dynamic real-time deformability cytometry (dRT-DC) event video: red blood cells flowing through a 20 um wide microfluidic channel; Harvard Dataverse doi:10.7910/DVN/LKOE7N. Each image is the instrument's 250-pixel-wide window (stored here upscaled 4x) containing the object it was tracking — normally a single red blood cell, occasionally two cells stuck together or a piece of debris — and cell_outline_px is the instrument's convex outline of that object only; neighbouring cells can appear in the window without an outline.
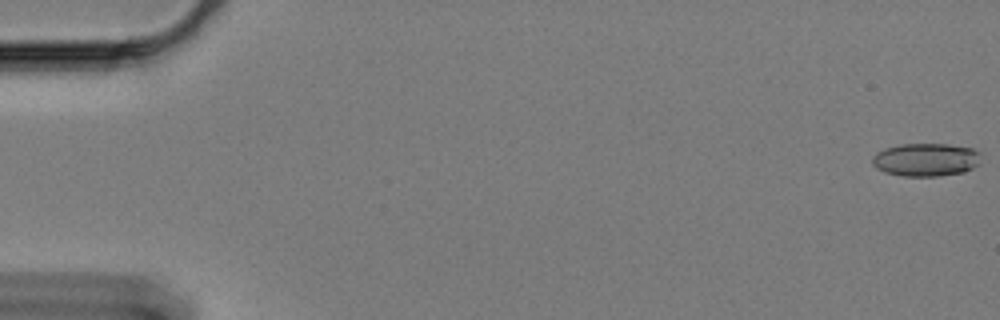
{"species": "Egyptian fruit bat (a non-hibernating species)", "species_latin": "Rousettus aegyptiacus", "temperature_condition": "cold", "stored_images_in_passage": 60, "camera_frame_rate_fps": 3000, "um_per_image_px": 0.085, "animal": {"sex": "female"}, "frame": {"image": 1, "passage_image": 1, "time_ms": 0.0, "image_size_px": [1000, 320], "cell_outline_px": [[980, 164], [964, 172], [940, 176], [904, 176], [884, 172], [876, 168], [872, 164], [872, 156], [876, 152], [884, 148], [900, 144], [948, 144], [972, 148], [980, 152]], "centroid_in_image_um": [78.69, 13.57], "position_along_channel_um": 6.3, "area_um2": 21.21}}
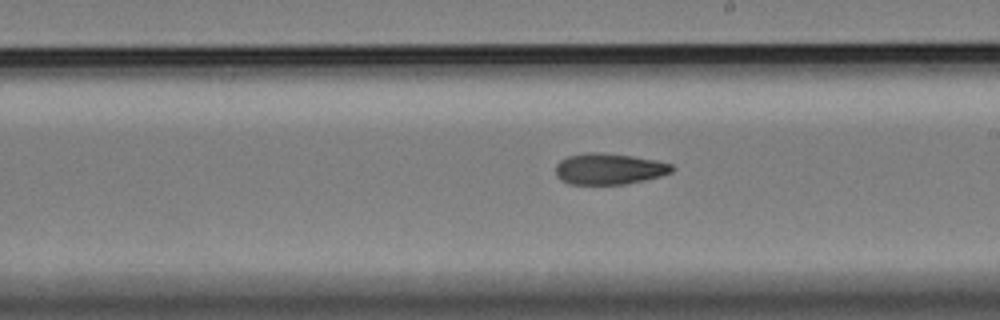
{"frame": {"image": 2, "passage_image": 35, "time_ms": 11.333, "image_size_px": [1000, 320], "cell_outline_px": [[676, 168], [672, 172], [660, 176], [644, 180], [624, 184], [568, 184], [560, 180], [556, 176], [556, 164], [560, 160], [568, 156], [588, 152], [596, 152], [632, 156], [656, 160], [672, 164]], "centroid_in_image_um": [51.77, 14.36], "position_along_channel_um": 237.2, "area_um2": 21.15}}
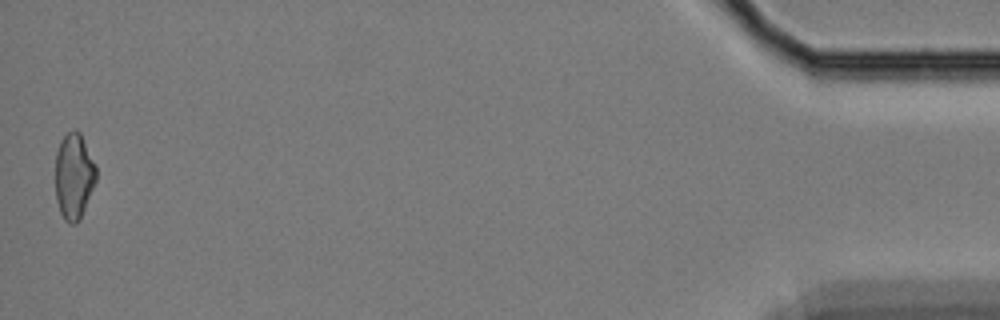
{"frame": {"image": 3, "passage_image": 60, "time_ms": 19.667, "image_size_px": [1000, 320], "cell_outline_px": [[96, 180], [80, 220], [76, 224], [68, 224], [64, 220], [60, 212], [56, 200], [56, 152], [60, 140], [68, 132], [76, 128], [80, 132], [96, 168]], "centroid_in_image_um": [6.27, 15.0], "position_along_channel_um": 428.9, "area_um2": 20.4}, "authors_computed_cell_mechanics": {"area_um2": 21.1548, "velocity_mm_per_s": 3.3585, "shape_relaxation_time_tau1_ms": 8.3522, "shape_relaxation_time_tau2_ms": 7.9405, "deformation_change_tau1": 0.1499, "deformation_change_tau2": 0.1612}}